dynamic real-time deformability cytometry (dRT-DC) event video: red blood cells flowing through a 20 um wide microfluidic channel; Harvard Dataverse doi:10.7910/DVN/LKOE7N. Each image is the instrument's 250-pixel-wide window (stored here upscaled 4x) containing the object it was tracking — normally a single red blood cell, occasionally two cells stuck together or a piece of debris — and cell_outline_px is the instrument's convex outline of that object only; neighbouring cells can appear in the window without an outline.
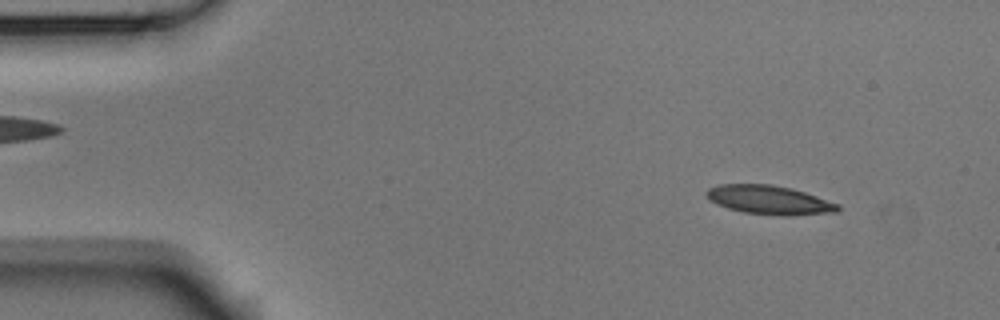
{"species": "Egyptian fruit bat (a non-hibernating species)", "species_latin": "Rousettus aegyptiacus", "temperature_condition": "room temperature", "stored_images_in_passage": 4, "camera_frame_rate_fps": 3000, "um_per_image_px": 0.085, "animal": {"sex": "male"}, "frame": {"image": 1, "passage_image": 1, "time_ms": 0.0, "image_size_px": [1000, 320], "cell_outline_px": [[840, 208], [836, 212], [788, 216], [744, 212], [728, 208], [716, 204], [708, 200], [704, 192], [708, 188], [720, 184], [772, 184], [792, 188], [840, 204]], "centroid_in_image_um": [65.36, 16.99], "position_along_channel_um": 19.6, "area_um2": 22.2}}
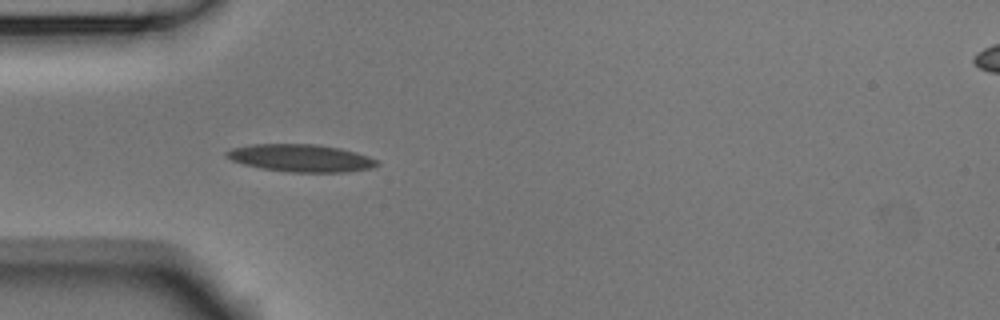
{"frame": {"image": 2, "passage_image": 4, "time_ms": 1.0, "image_size_px": [1000, 320], "cell_outline_px": [[380, 164], [372, 168], [344, 172], [288, 172], [264, 168], [244, 164], [232, 160], [224, 156], [224, 152], [232, 148], [252, 144], [316, 144], [340, 148], [356, 152], [368, 156], [376, 160]], "centroid_in_image_um": [25.57, 13.43], "position_along_channel_um": 59.4, "area_um2": 24.04}}